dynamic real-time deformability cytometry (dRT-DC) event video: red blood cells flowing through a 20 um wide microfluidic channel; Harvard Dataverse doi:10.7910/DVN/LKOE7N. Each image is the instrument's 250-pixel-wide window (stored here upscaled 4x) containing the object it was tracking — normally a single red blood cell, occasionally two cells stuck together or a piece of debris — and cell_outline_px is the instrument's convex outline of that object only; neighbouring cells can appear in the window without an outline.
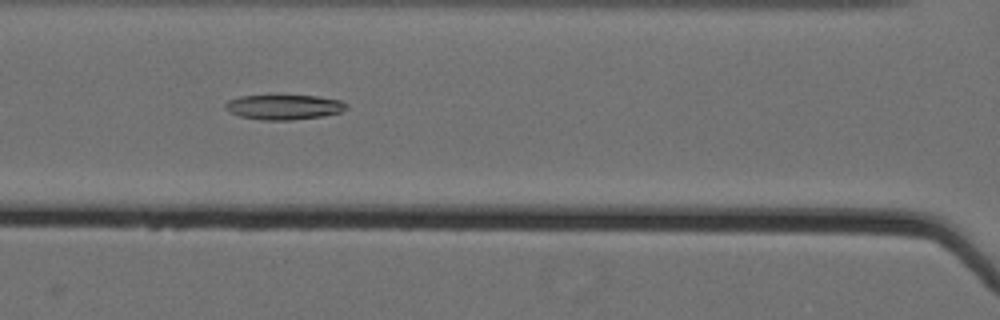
{"species": "Egyptian fruit bat (a non-hibernating species)", "species_latin": "Rousettus aegyptiacus", "temperature_condition": "cold", "stored_images_in_passage": 41, "camera_frame_rate_fps": 3000, "um_per_image_px": 0.085, "animal": {"sex": "female"}, "frame": {"image": 1, "passage_image": 11, "time_ms": 3.333, "image_size_px": [1000, 320], "cell_outline_px": [[348, 108], [340, 112], [324, 116], [292, 120], [260, 120], [240, 116], [228, 112], [224, 108], [224, 104], [228, 100], [240, 96], [316, 96], [340, 100], [348, 104]], "centroid_in_image_um": [24.12, 9.11], "position_along_channel_um": 142.5, "area_um2": 17.63}}
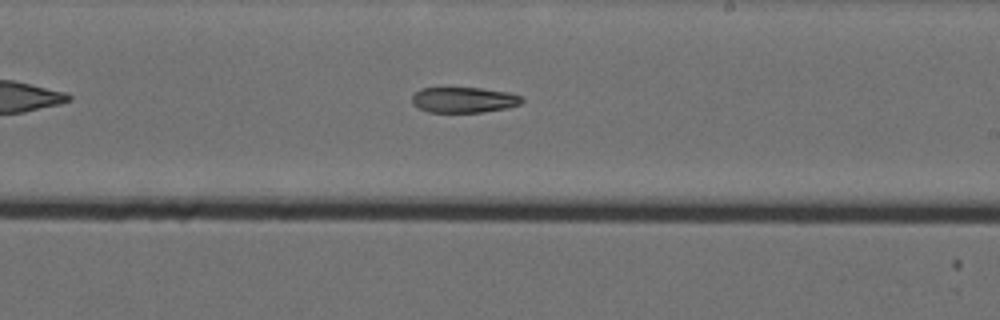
{"frame": {"image": 2, "passage_image": 20, "time_ms": 6.333, "image_size_px": [1000, 320], "cell_outline_px": [[524, 100], [520, 104], [508, 108], [480, 112], [428, 112], [412, 104], [412, 96], [420, 88], [480, 88], [508, 92], [520, 96]], "centroid_in_image_um": [39.42, 8.49], "position_along_channel_um": 249.6, "area_um2": 16.3}}
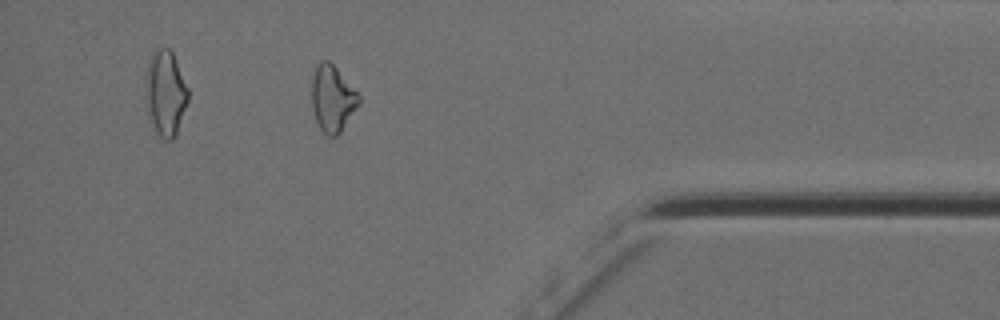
{"frame": {"image": 3, "passage_image": 35, "time_ms": 11.333, "image_size_px": [1000, 320], "cell_outline_px": [[360, 104], [340, 132], [336, 136], [328, 136], [316, 124], [312, 108], [312, 76], [316, 64], [320, 60], [328, 60], [336, 68], [360, 96]], "centroid_in_image_um": [28.24, 8.38], "position_along_channel_um": 407.0, "area_um2": 18.21}}